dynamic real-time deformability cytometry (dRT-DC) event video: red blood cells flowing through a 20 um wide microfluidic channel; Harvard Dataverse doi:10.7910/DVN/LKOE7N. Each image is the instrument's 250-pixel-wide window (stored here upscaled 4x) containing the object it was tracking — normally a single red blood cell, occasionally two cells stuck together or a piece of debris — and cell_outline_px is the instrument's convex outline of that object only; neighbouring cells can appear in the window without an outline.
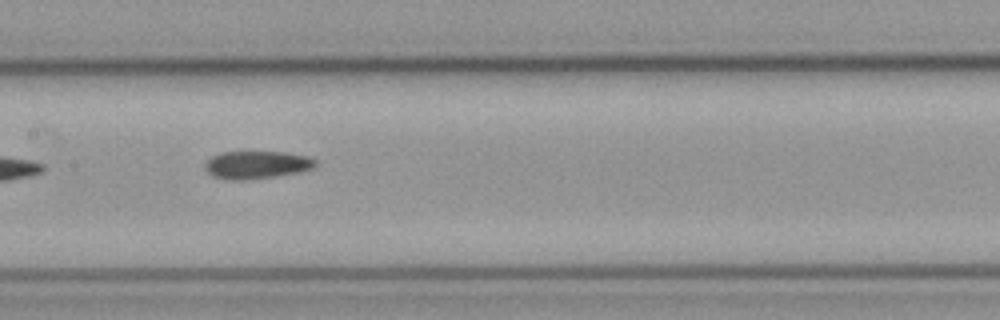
{"species": "common noctule bat (a hibernating species)", "species_latin": "Nyctalus noctula", "temperature_condition": "cold", "stored_images_in_passage": 10, "segment_of_instrument_passage": [1, 2], "camera_frame_rate_fps": 3000, "um_per_image_px": 0.085, "animal": {"sex": "male", "body_mass_g": 23.1, "forearm_length_mm": 52.7}, "frame": {"image": 1, "passage_image": 7, "time_ms": 2.0, "image_size_px": [1000, 320], "cell_outline_px": [[316, 164], [312, 168], [300, 172], [276, 176], [244, 180], [232, 180], [212, 176], [204, 168], [204, 164], [212, 156], [220, 152], [284, 152], [308, 156], [316, 160]], "centroid_in_image_um": [21.81, 14.01], "position_along_channel_um": 185.6, "area_um2": 17.86}}
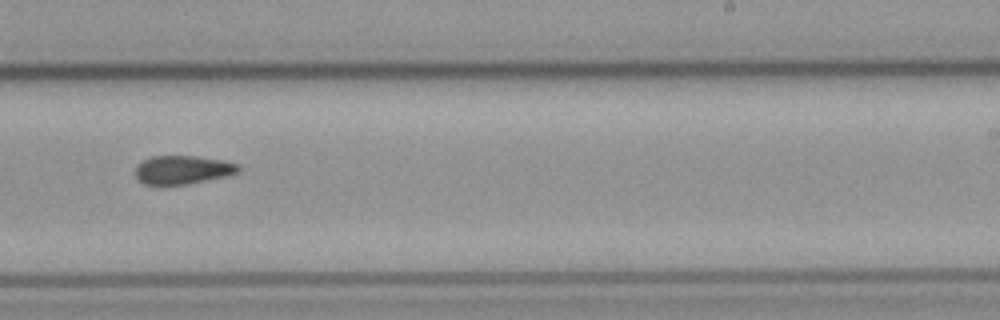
{"frame": {"image": 2, "passage_image": 9, "time_ms": 2.667, "image_size_px": [1000, 320], "cell_outline_px": [[240, 172], [228, 176], [188, 184], [144, 184], [136, 176], [136, 164], [152, 156], [200, 156], [224, 160], [240, 164]], "centroid_in_image_um": [15.59, 14.42], "position_along_channel_um": 273.4, "area_um2": 17.28}}